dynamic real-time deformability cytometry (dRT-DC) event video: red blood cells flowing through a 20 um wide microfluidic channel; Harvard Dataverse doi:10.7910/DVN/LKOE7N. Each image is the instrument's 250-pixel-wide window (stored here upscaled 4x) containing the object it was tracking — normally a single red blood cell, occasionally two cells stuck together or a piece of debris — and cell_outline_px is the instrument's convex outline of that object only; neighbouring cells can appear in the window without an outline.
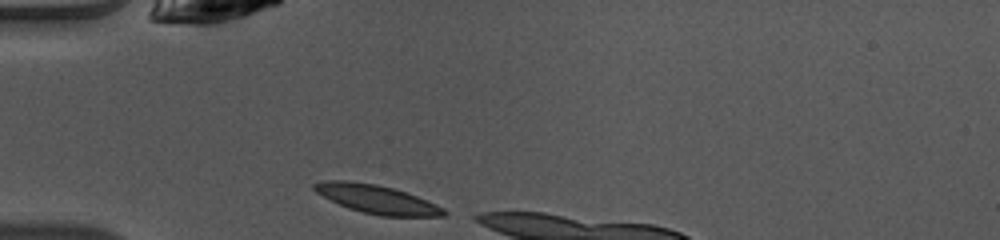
{"species": "common noctule bat (a hibernating species)", "species_latin": "Nyctalus noctula", "temperature_condition": "warm", "stored_images_in_passage": 4, "camera_frame_rate_fps": 3000, "um_per_image_px": 0.085, "animal": {"sex": "female", "body_mass_g": 10.0, "forearm_length_mm": 53.1}, "frame": {"image": 1, "passage_image": 1, "time_ms": 0.0, "image_size_px": [1000, 240], "cell_outline_px": [[448, 212], [444, 216], [380, 216], [348, 208], [316, 192], [312, 188], [312, 184], [324, 180], [344, 180], [376, 184], [392, 188], [428, 200], [444, 208]], "centroid_in_image_um": [32.04, 16.93], "position_along_channel_um": 53.0, "area_um2": 21.33}}